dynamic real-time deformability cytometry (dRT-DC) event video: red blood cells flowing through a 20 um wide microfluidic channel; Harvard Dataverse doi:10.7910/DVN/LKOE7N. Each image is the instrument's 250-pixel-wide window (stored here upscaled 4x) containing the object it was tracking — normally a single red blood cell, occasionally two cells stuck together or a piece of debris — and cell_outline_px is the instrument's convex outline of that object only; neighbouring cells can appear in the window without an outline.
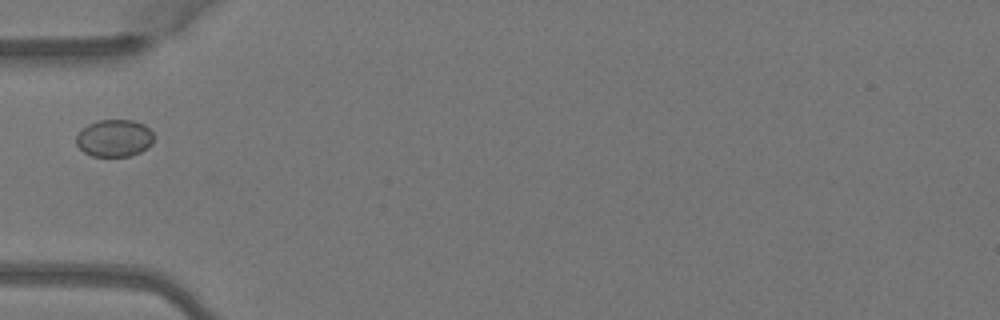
{"species": "Egyptian fruit bat (a non-hibernating species)", "species_latin": "Rousettus aegyptiacus", "temperature_condition": "warm", "stored_images_in_passage": 1, "camera_frame_rate_fps": 3000, "um_per_image_px": 0.085, "animal": {"sex": "female"}, "frame": {"image": 1, "passage_image": 1, "time_ms": 0.0, "image_size_px": [1000, 320], "cell_outline_px": [[152, 144], [148, 148], [140, 152], [128, 156], [92, 156], [84, 152], [76, 144], [76, 136], [88, 124], [100, 120], [132, 120], [144, 124], [152, 132]], "centroid_in_image_um": [9.72, 11.74], "position_along_channel_um": 75.3, "area_um2": 16.7}}